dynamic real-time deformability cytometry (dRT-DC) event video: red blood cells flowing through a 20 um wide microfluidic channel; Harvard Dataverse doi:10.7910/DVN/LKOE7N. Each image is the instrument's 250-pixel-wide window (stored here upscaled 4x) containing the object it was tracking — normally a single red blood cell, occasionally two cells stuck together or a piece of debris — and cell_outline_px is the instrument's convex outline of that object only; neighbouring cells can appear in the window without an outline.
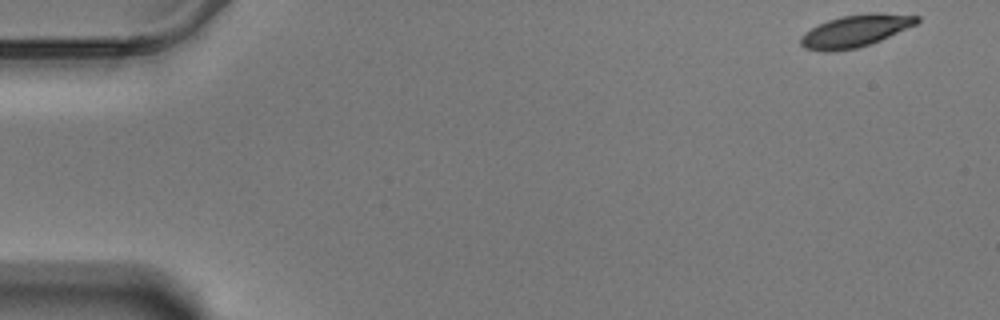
{"species": "Egyptian fruit bat (a non-hibernating species)", "species_latin": "Rousettus aegyptiacus", "temperature_condition": "warm", "stored_images_in_passage": 57, "camera_frame_rate_fps": 3000, "um_per_image_px": 0.085, "animal": {"sex": "male"}, "frame": {"image": 1, "passage_image": 1, "time_ms": 0.0, "image_size_px": [1000, 320], "cell_outline_px": [[920, 20], [916, 24], [880, 40], [856, 48], [832, 52], [824, 52], [804, 48], [800, 44], [800, 36], [804, 32], [828, 20], [840, 16], [868, 12], [880, 12], [920, 16]], "centroid_in_image_um": [72.68, 2.62], "position_along_channel_um": 12.3, "area_um2": 21.85}}
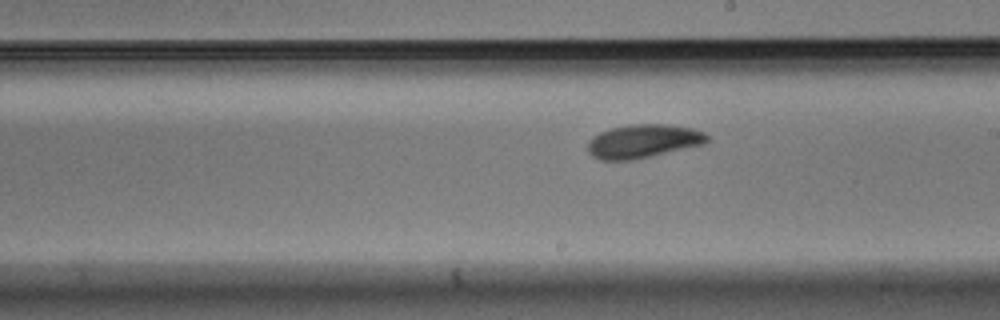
{"frame": {"image": 2, "passage_image": 32, "time_ms": 10.333, "image_size_px": [1000, 320], "cell_outline_px": [[708, 140], [704, 144], [636, 160], [600, 160], [592, 156], [588, 152], [588, 140], [592, 136], [600, 132], [612, 128], [628, 124], [668, 124], [692, 128], [704, 132], [708, 136]], "centroid_in_image_um": [54.66, 12.0], "position_along_channel_um": 234.3, "area_um2": 23.58}}
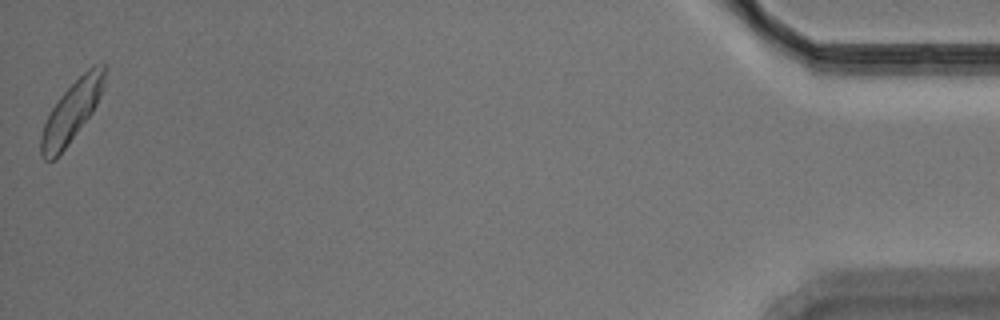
{"frame": {"image": 3, "passage_image": 57, "time_ms": 18.667, "image_size_px": [1000, 320], "cell_outline_px": [[108, 68], [104, 88], [92, 112], [64, 148], [52, 160], [44, 160], [40, 156], [40, 136], [44, 124], [52, 108], [60, 96], [92, 64], [104, 60]], "centroid_in_image_um": [6.14, 9.38], "position_along_channel_um": 429.1, "area_um2": 22.31}, "authors_computed_cell_mechanics": {"area_um2": 22.3686, "velocity_mm_per_s": 3.4269, "shape_relaxation_time_tau1_ms": 2.0599, "shape_relaxation_time_tau2_ms": 7.4077, "deformation_change_tau1": 0.1065, "deformation_change_tau2": 0.1322}}